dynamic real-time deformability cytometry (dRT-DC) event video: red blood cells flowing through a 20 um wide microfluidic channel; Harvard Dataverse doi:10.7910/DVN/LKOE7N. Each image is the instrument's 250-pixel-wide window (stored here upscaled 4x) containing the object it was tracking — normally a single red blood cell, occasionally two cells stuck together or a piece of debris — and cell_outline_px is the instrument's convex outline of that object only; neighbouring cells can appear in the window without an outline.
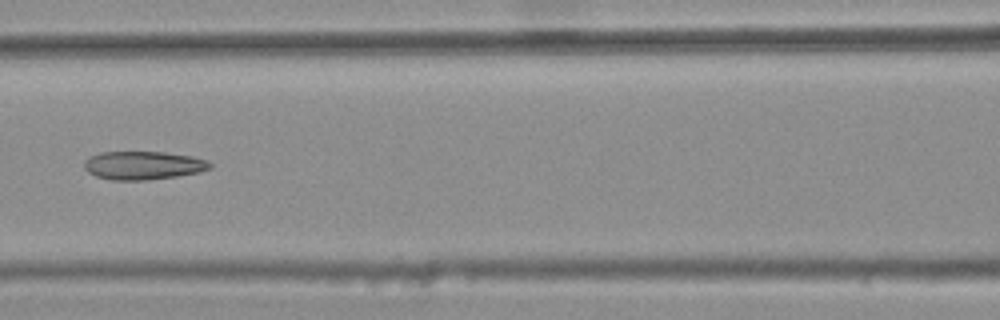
{"species": "common noctule bat (a hibernating species)", "species_latin": "Nyctalus noctula", "temperature_condition": "warm", "stored_images_in_passage": 9, "camera_frame_rate_fps": 3000, "um_per_image_px": 0.085, "animal": {"sex": "female", "body_mass_g": 25.1}, "frame": {"image": 1, "passage_image": 6, "time_ms": 1.667, "image_size_px": [1000, 320], "cell_outline_px": [[212, 168], [200, 172], [176, 176], [148, 180], [112, 180], [96, 176], [88, 172], [84, 168], [84, 160], [88, 156], [100, 152], [164, 152], [192, 156], [208, 160], [212, 164]], "centroid_in_image_um": [12.17, 14.05], "position_along_channel_um": 154.4, "area_um2": 20.98}}
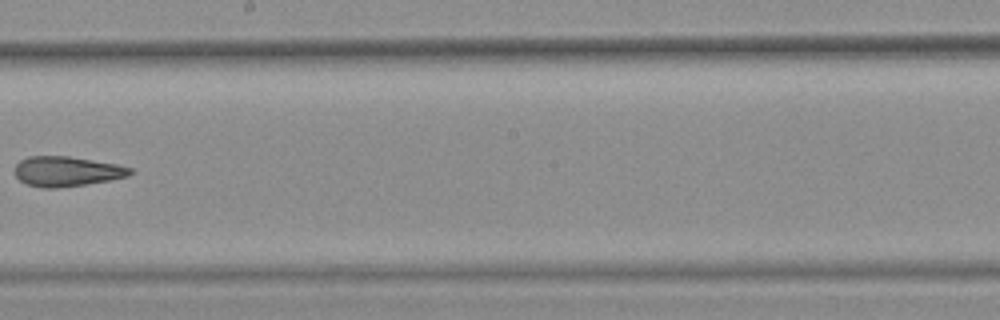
{"frame": {"image": 2, "passage_image": 8, "time_ms": 2.333, "image_size_px": [1000, 320], "cell_outline_px": [[132, 172], [128, 176], [108, 180], [84, 184], [56, 188], [40, 188], [28, 184], [20, 180], [16, 176], [16, 164], [20, 160], [28, 156], [68, 156], [120, 164], [132, 168]], "centroid_in_image_um": [5.68, 14.55], "position_along_channel_um": 242.5, "area_um2": 20.06}}
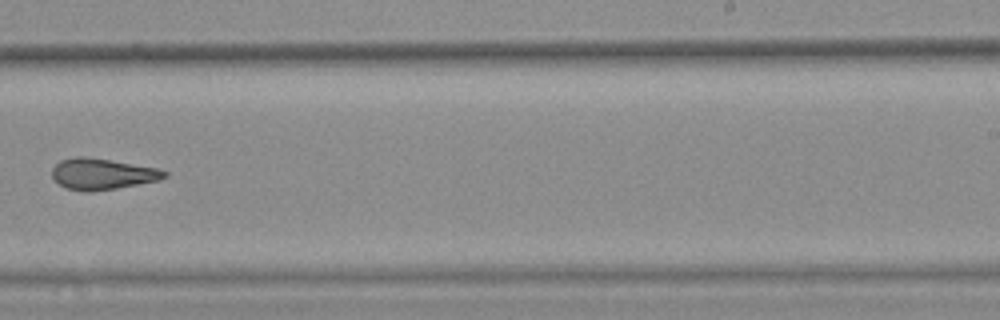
{"frame": {"image": 3, "passage_image": 9, "time_ms": 2.667, "image_size_px": [1000, 320], "cell_outline_px": [[168, 176], [160, 180], [116, 188], [92, 192], [88, 192], [64, 188], [52, 176], [52, 168], [60, 160], [72, 156], [84, 156], [156, 168], [168, 172]], "centroid_in_image_um": [8.67, 14.79], "position_along_channel_um": 280.3, "area_um2": 20.29}}